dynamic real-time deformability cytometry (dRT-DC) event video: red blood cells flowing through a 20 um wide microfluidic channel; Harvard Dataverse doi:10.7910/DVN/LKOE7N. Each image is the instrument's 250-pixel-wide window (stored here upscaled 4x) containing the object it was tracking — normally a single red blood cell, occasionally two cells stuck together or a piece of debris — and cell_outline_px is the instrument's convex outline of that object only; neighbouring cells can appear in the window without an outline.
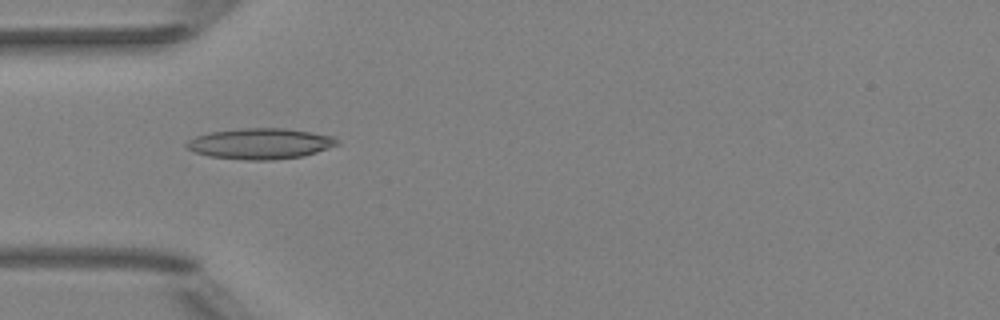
{"species": "Egyptian fruit bat (a non-hibernating species)", "species_latin": "Rousettus aegyptiacus", "temperature_condition": "room temperature", "stored_images_in_passage": 51, "camera_frame_rate_fps": 3000, "um_per_image_px": 0.085, "animal": {"sex": "female"}, "frame": {"image": 1, "passage_image": 16, "time_ms": 5.0, "image_size_px": [1000, 320], "cell_outline_px": [[340, 144], [304, 156], [272, 160], [244, 160], [208, 156], [196, 152], [188, 148], [184, 144], [188, 140], [196, 136], [208, 132], [244, 128], [284, 128], [312, 132], [332, 136]], "centroid_in_image_um": [22.11, 12.21], "position_along_channel_um": 62.9, "area_um2": 26.99}}
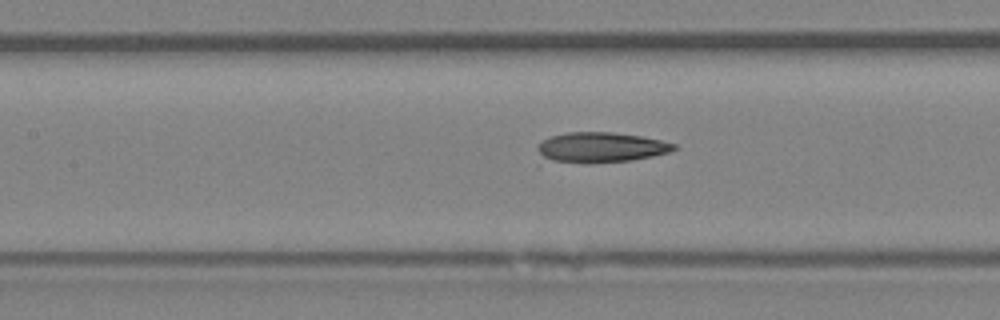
{"frame": {"image": 2, "passage_image": 23, "time_ms": 7.333, "image_size_px": [1000, 320], "cell_outline_px": [[676, 148], [668, 152], [652, 156], [632, 160], [588, 164], [536, 164], [536, 148], [544, 140], [552, 136], [568, 132], [612, 132], [640, 136], [660, 140], [676, 144]], "centroid_in_image_um": [50.84, 12.59], "position_along_channel_um": 156.6, "area_um2": 25.2}}
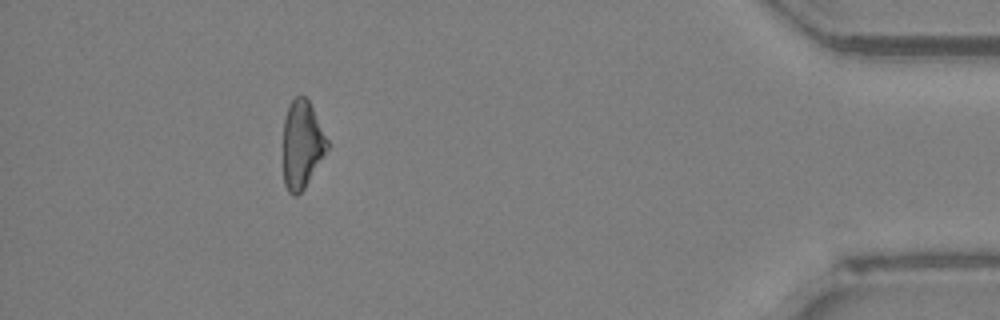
{"frame": {"image": 3, "passage_image": 46, "time_ms": 15.0, "image_size_px": [1000, 320], "cell_outline_px": [[328, 148], [304, 188], [296, 196], [292, 196], [288, 192], [284, 184], [284, 116], [288, 104], [296, 96], [304, 96], [308, 100], [328, 140]], "centroid_in_image_um": [25.65, 12.28], "position_along_channel_um": 409.6, "area_um2": 22.25}, "authors_computed_cell_mechanics": {"area_um2": 23.9292, "velocity_mm_per_s": 4.0551, "shape_relaxation_time_tau1_ms": null, "shape_relaxation_time_tau2_ms": 5.218, "deformation_change_tau1": null, "deformation_change_tau2": 0.1589}}